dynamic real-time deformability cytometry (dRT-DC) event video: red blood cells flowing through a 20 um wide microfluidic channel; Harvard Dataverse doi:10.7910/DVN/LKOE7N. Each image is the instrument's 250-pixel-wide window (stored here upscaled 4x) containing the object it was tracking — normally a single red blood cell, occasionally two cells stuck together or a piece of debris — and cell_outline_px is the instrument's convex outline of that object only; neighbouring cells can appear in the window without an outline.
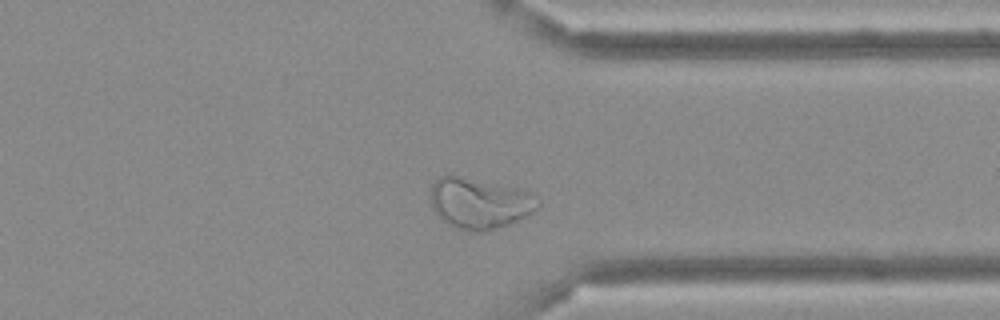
{"species": "Egyptian fruit bat (a non-hibernating species)", "species_latin": "Rousettus aegyptiacus", "temperature_condition": "cold", "stored_images_in_passage": 42, "camera_frame_rate_fps": 3000, "um_per_image_px": 0.085, "frame": {"image": 1, "passage_image": 31, "time_ms": 10.0, "image_size_px": [1000, 320], "cell_outline_px": [[540, 204], [528, 216], [508, 224], [476, 232], [456, 228], [440, 220], [432, 208], [432, 184], [440, 176], [452, 172], [516, 188], [528, 192], [540, 200]], "centroid_in_image_um": [40.72, 17.23], "position_along_channel_um": 370.7, "area_um2": 32.02}}
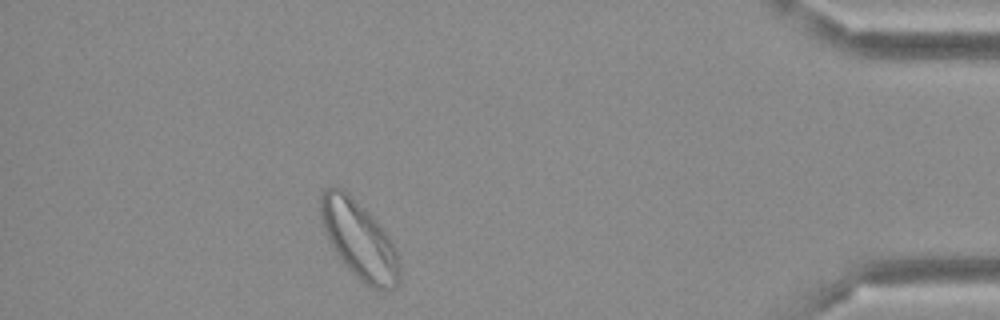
{"frame": {"image": 2, "passage_image": 37, "time_ms": 12.0, "image_size_px": [1000, 320], "cell_outline_px": [[400, 284], [392, 292], [372, 288], [360, 280], [344, 264], [328, 240], [324, 228], [320, 212], [320, 196], [324, 188], [344, 188], [376, 220], [388, 236], [396, 248], [400, 264]], "centroid_in_image_um": [30.57, 20.42], "position_along_channel_um": 404.6, "area_um2": 35.84}}